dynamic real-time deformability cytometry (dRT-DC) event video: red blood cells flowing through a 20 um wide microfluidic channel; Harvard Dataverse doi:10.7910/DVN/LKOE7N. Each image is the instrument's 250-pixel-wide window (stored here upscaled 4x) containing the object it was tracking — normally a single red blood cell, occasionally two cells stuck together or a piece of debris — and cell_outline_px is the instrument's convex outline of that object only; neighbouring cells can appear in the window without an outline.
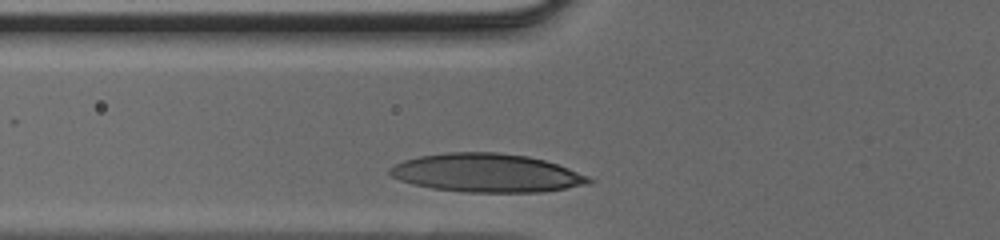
{"species": "human", "species_latin": "Homo sapiens", "temperature_condition": "cold", "stored_images_in_passage": 26, "camera_frame_rate_fps": 3000, "um_per_image_px": 0.085, "donor": {"sex": "male"}, "frame": {"image": 1, "passage_image": 5, "time_ms": 1.333, "image_size_px": [1000, 240], "cell_outline_px": [[596, 180], [592, 184], [540, 192], [460, 192], [432, 188], [412, 184], [400, 180], [392, 176], [388, 172], [388, 168], [404, 160], [420, 156], [444, 152], [496, 152], [528, 156], [544, 160], [568, 168], [588, 176]], "centroid_in_image_um": [41.38, 14.7], "position_along_channel_um": 84.4, "area_um2": 44.8}}
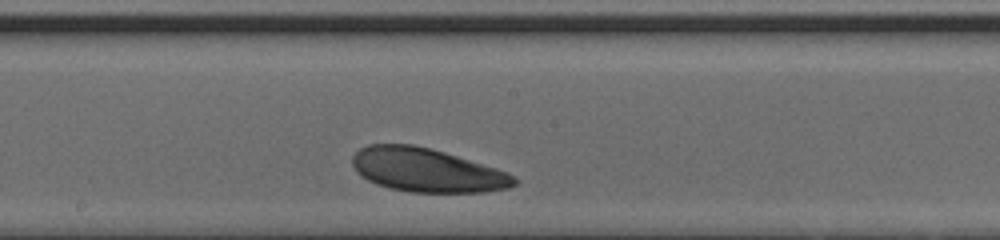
{"frame": {"image": 2, "passage_image": 14, "time_ms": 4.333, "image_size_px": [1000, 240], "cell_outline_px": [[520, 180], [516, 184], [508, 188], [484, 192], [408, 192], [388, 188], [376, 184], [360, 176], [356, 172], [352, 164], [352, 156], [360, 148], [368, 144], [412, 144], [432, 148], [508, 172]], "centroid_in_image_um": [36.26, 14.46], "position_along_channel_um": 211.9, "area_um2": 41.44}}
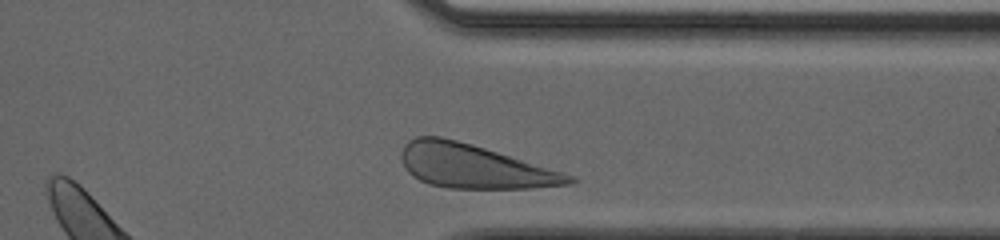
{"frame": {"image": 3, "passage_image": 25, "time_ms": 8.0, "image_size_px": [1000, 240], "cell_outline_px": [[576, 180], [572, 184], [532, 188], [448, 188], [428, 184], [412, 176], [404, 168], [400, 156], [400, 152], [404, 144], [408, 140], [416, 136], [440, 136], [472, 144], [576, 176]], "centroid_in_image_um": [40.26, 14.14], "position_along_channel_um": 371.1, "area_um2": 42.89}}